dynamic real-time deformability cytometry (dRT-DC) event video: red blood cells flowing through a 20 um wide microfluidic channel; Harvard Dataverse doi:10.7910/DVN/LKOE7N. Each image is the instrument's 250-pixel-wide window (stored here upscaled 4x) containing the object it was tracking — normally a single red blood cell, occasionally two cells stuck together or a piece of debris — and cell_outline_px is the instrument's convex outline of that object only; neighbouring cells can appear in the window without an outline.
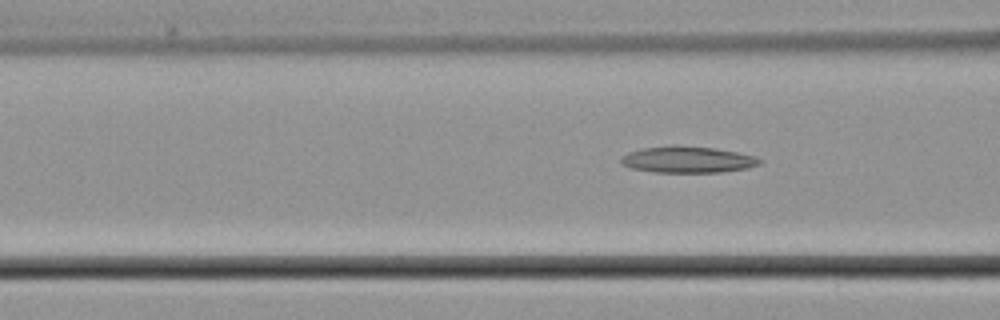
{"species": "common noctule bat (a hibernating species)", "species_latin": "Nyctalus noctula", "temperature_condition": "cold", "stored_images_in_passage": 6, "camera_frame_rate_fps": 3000, "um_per_image_px": 0.085, "animal": {"sex": "male", "body_mass_g": 21.5, "forearm_length_mm": 52.0}, "frame": {"image": 1, "passage_image": 6, "time_ms": 7.667, "image_size_px": [1000, 320], "cell_outline_px": [[764, 160], [760, 164], [748, 168], [720, 172], [652, 172], [632, 168], [624, 164], [620, 160], [628, 152], [644, 148], [672, 144], [676, 144], [716, 148], [756, 156]], "centroid_in_image_um": [58.5, 13.55], "position_along_channel_um": 108.1, "area_um2": 21.5}}